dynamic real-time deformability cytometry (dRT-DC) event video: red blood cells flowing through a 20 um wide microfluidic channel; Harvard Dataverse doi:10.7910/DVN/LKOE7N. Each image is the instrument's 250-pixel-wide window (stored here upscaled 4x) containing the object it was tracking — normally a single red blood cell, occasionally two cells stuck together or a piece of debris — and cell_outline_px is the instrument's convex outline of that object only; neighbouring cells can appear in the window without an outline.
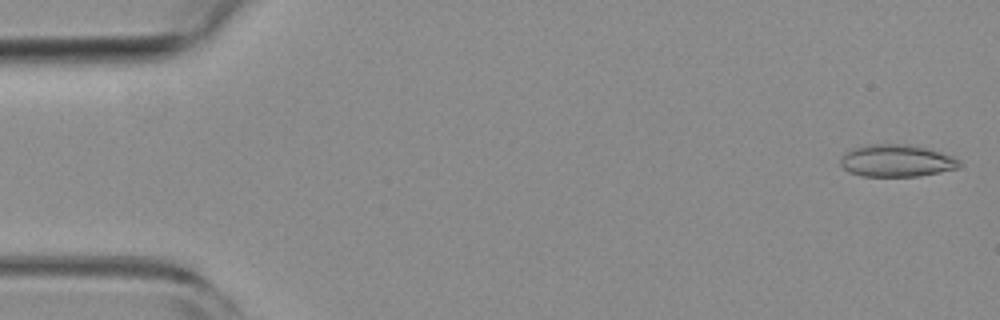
{"species": "common noctule bat (a hibernating species)", "species_latin": "Nyctalus noctula", "temperature_condition": "room temperature", "stored_images_in_passage": 52, "camera_frame_rate_fps": 3000, "um_per_image_px": 0.085, "animal": {"sex": "female", "body_mass_g": 19.3, "forearm_length_mm": 54.1}, "frame": {"image": 1, "passage_image": 1, "time_ms": 0.0, "image_size_px": [1000, 320], "cell_outline_px": [[964, 164], [960, 168], [920, 176], [860, 176], [848, 172], [840, 164], [840, 156], [844, 152], [852, 148], [868, 144], [908, 144], [940, 152], [952, 156], [960, 160]], "centroid_in_image_um": [76.2, 13.66], "position_along_channel_um": 8.8, "area_um2": 22.6}}
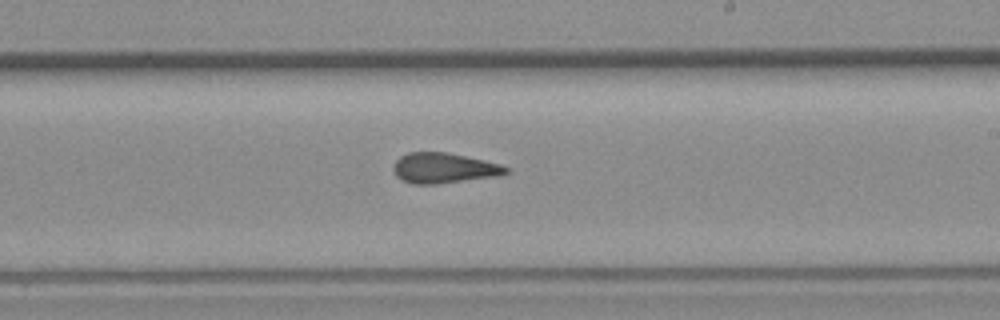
{"frame": {"image": 2, "passage_image": 30, "time_ms": 9.667, "image_size_px": [1000, 320], "cell_outline_px": [[512, 172], [504, 176], [436, 184], [412, 184], [400, 180], [396, 176], [392, 168], [396, 160], [400, 156], [408, 152], [444, 152], [484, 160], [500, 164], [508, 168]], "centroid_in_image_um": [37.76, 14.3], "position_along_channel_um": 251.2, "area_um2": 20.23}}
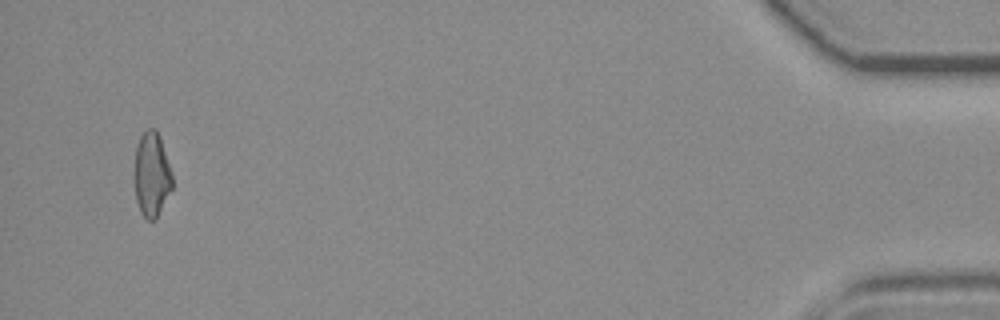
{"frame": {"image": 3, "passage_image": 50, "time_ms": 16.333, "image_size_px": [1000, 320], "cell_outline_px": [[172, 188], [156, 220], [148, 220], [140, 212], [136, 200], [136, 148], [140, 136], [148, 128], [156, 128], [160, 136], [172, 172]], "centroid_in_image_um": [12.93, 14.83], "position_along_channel_um": 422.3, "area_um2": 18.44}, "authors_computed_cell_mechanics": {"area_um2": 20.1722, "velocity_mm_per_s": 3.8897, "shape_relaxation_time_tau1_ms": null, "shape_relaxation_time_tau2_ms": 2.421, "deformation_change_tau1": null, "deformation_change_tau2": 0.0837}}